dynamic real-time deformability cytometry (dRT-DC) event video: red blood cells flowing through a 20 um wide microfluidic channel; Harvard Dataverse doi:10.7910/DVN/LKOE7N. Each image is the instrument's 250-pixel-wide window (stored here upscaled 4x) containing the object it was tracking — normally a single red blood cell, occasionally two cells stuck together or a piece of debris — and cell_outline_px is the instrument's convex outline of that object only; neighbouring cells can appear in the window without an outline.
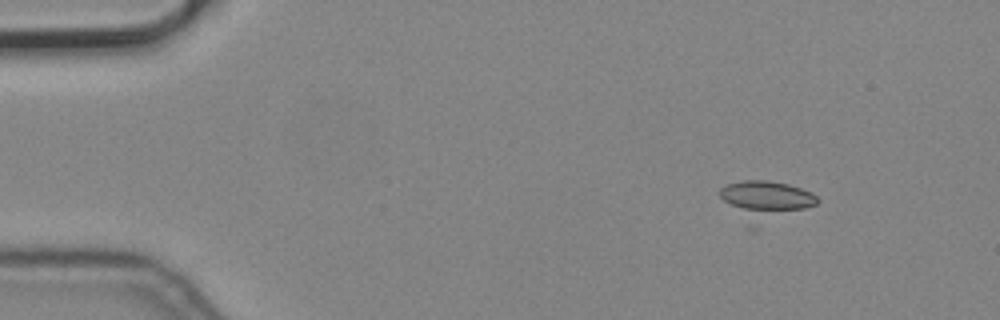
{"species": "common noctule bat (a hibernating species)", "species_latin": "Nyctalus noctula", "temperature_condition": "cold", "stored_images_in_passage": 5, "camera_frame_rate_fps": 3000, "um_per_image_px": 0.085, "animal": {"sex": "male", "body_mass_g": 19.2, "forearm_length_mm": 51.8}, "frame": {"image": 1, "passage_image": 2, "time_ms": 0.333, "image_size_px": [1000, 320], "cell_outline_px": [[820, 200], [816, 204], [804, 208], [756, 212], [752, 212], [732, 204], [724, 200], [720, 196], [720, 188], [724, 184], [744, 180], [768, 180], [788, 184], [812, 192]], "centroid_in_image_um": [65.17, 16.64], "position_along_channel_um": 19.8, "area_um2": 16.99}}
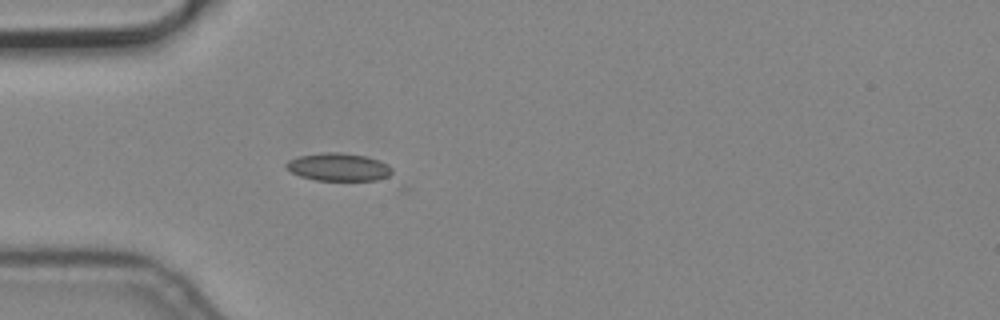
{"frame": {"image": 2, "passage_image": 5, "time_ms": 1.333, "image_size_px": [1000, 320], "cell_outline_px": [[392, 172], [388, 176], [376, 180], [316, 180], [300, 176], [284, 168], [284, 164], [288, 160], [300, 156], [320, 152], [340, 152], [364, 156], [380, 160], [388, 164], [392, 168]], "centroid_in_image_um": [28.75, 14.19], "position_along_channel_um": 56.3, "area_um2": 17.22}}